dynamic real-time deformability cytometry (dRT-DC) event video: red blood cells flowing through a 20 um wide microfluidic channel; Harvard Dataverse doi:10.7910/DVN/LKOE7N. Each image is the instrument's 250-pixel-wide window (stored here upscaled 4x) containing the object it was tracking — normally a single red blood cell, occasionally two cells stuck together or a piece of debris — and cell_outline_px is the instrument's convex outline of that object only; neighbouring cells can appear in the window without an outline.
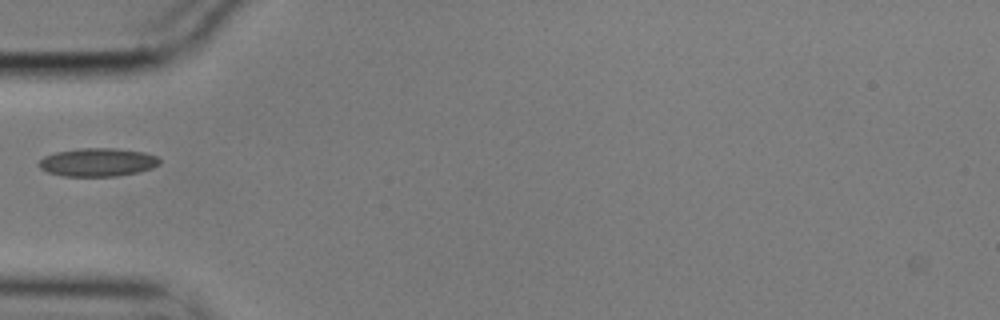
{"species": "common noctule bat (a hibernating species)", "species_latin": "Nyctalus noctula", "temperature_condition": "cold", "stored_images_in_passage": 39, "camera_frame_rate_fps": 3000, "um_per_image_px": 0.085, "animal": {"sex": "male", "body_mass_g": 17.9}, "frame": {"image": 1, "passage_image": 1, "time_ms": 0.0, "image_size_px": [1000, 320], "cell_outline_px": [[160, 164], [152, 168], [136, 172], [116, 176], [60, 176], [48, 172], [40, 168], [36, 164], [44, 156], [56, 152], [80, 148], [116, 148], [144, 152], [156, 156], [160, 160]], "centroid_in_image_um": [8.27, 13.79], "position_along_channel_um": 76.7, "area_um2": 19.94}}
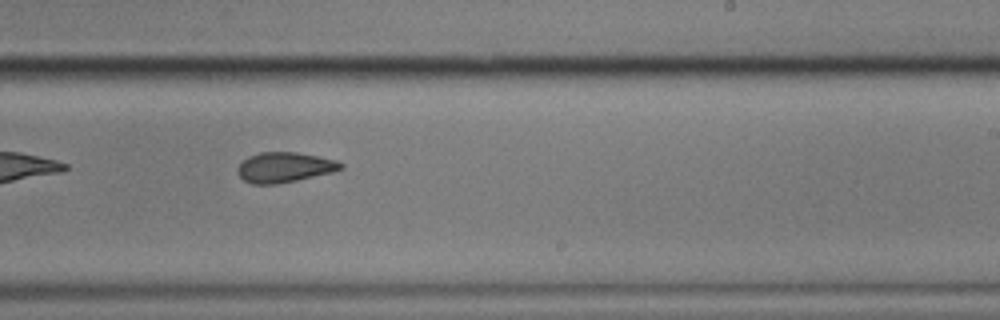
{"frame": {"image": 2, "passage_image": 17, "time_ms": 5.333, "image_size_px": [1000, 320], "cell_outline_px": [[344, 168], [332, 172], [296, 180], [276, 184], [252, 184], [244, 180], [236, 172], [240, 164], [248, 156], [260, 152], [296, 152], [336, 160], [344, 164]], "centroid_in_image_um": [24.17, 14.22], "position_along_channel_um": 264.8, "area_um2": 17.98}}
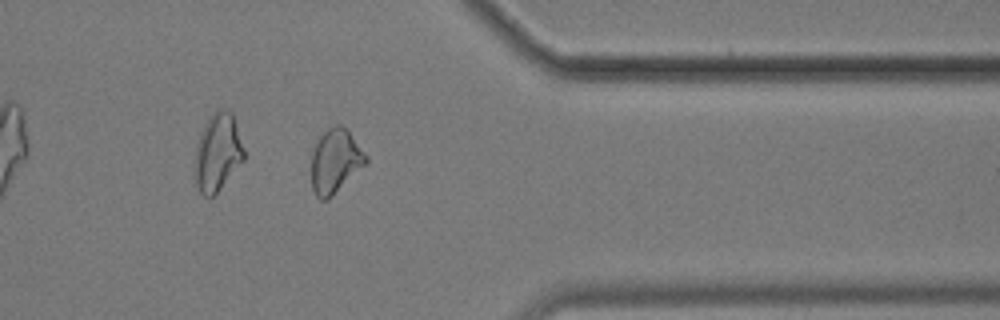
{"frame": {"image": 3, "passage_image": 28, "time_ms": 9.0, "image_size_px": [1000, 320], "cell_outline_px": [[368, 160], [328, 200], [320, 200], [316, 196], [312, 188], [312, 152], [316, 140], [332, 124], [340, 124], [348, 132], [368, 156]], "centroid_in_image_um": [28.46, 13.69], "position_along_channel_um": 382.9, "area_um2": 20.0}}